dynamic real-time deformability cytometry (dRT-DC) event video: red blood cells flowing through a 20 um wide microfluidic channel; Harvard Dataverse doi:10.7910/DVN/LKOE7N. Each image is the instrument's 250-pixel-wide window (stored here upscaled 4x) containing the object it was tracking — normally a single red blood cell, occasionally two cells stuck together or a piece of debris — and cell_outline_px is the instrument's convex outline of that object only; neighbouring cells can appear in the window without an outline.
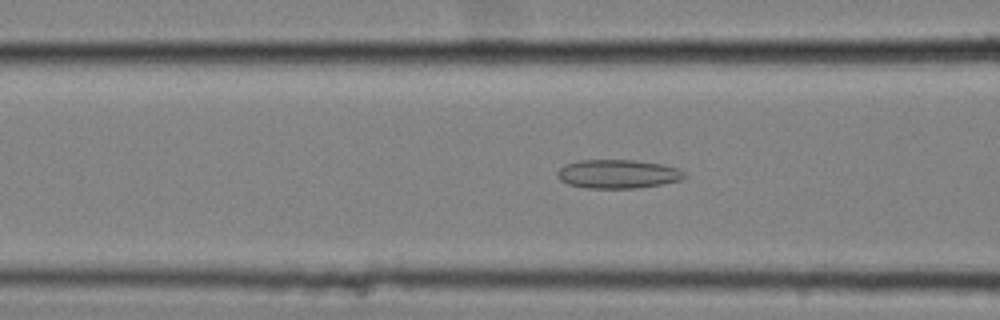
{"species": "common noctule bat (a hibernating species)", "species_latin": "Nyctalus noctula", "temperature_condition": "cold", "stored_images_in_passage": 40, "camera_frame_rate_fps": 3000, "um_per_image_px": 0.085, "animal": {"sex": "female", "body_mass_g": 25.1}, "frame": {"image": 1, "passage_image": 6, "time_ms": 1.667, "image_size_px": [1000, 320], "cell_outline_px": [[684, 176], [680, 180], [664, 184], [636, 188], [588, 188], [568, 184], [560, 180], [556, 176], [556, 172], [564, 164], [580, 160], [636, 160], [660, 164], [676, 168], [684, 172]], "centroid_in_image_um": [52.47, 14.79], "position_along_channel_um": 114.1, "area_um2": 21.27}}
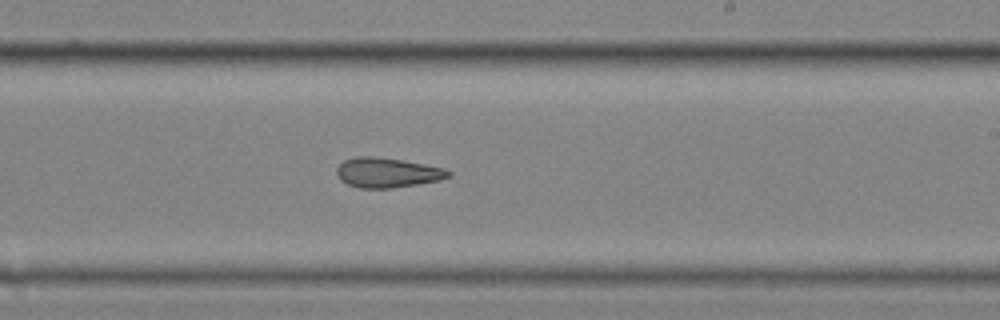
{"frame": {"image": 2, "passage_image": 18, "time_ms": 5.667, "image_size_px": [1000, 320], "cell_outline_px": [[452, 176], [440, 180], [392, 188], [360, 188], [348, 184], [340, 180], [336, 176], [336, 168], [344, 160], [356, 156], [376, 156], [424, 164], [444, 168], [452, 172]], "centroid_in_image_um": [32.9, 14.67], "position_along_channel_um": 256.1, "area_um2": 19.48}}
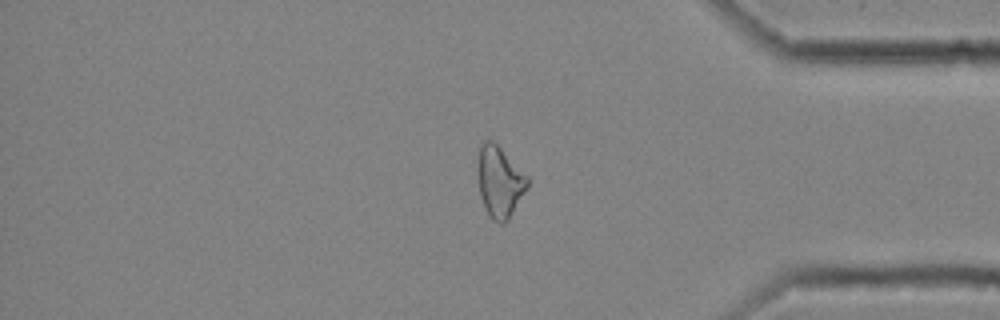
{"frame": {"image": 3, "passage_image": 31, "time_ms": 10.0, "image_size_px": [1000, 320], "cell_outline_px": [[528, 184], [508, 220], [504, 224], [500, 224], [492, 220], [480, 196], [480, 144], [484, 140], [492, 140], [528, 176]], "centroid_in_image_um": [42.49, 15.47], "position_along_channel_um": 392.7, "area_um2": 19.65}, "authors_computed_cell_mechanics": {"area_um2": 19.8832, "velocity_mm_per_s": 3.5468, "shape_relaxation_time_tau1_ms": null, "shape_relaxation_time_tau2_ms": 4.8621, "deformation_change_tau1": null, "deformation_change_tau2": 0.1485}}